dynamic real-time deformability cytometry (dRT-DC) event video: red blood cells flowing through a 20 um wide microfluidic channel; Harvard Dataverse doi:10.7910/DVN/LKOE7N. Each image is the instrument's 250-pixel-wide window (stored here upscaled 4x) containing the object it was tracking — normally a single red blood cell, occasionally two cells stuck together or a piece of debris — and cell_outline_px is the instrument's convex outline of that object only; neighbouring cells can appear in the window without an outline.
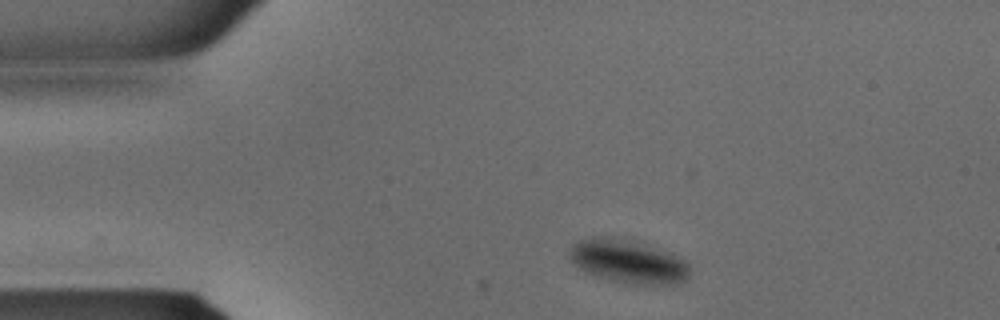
{"species": "common noctule bat (a hibernating species)", "species_latin": "Nyctalus noctula", "temperature_condition": "warm", "stored_images_in_passage": 28, "camera_frame_rate_fps": 3000, "um_per_image_px": 0.085, "animal": {"sex": "male", "body_mass_g": 15.6}, "frame": {"image": 1, "passage_image": 3, "time_ms": 0.667, "image_size_px": [1000, 320], "cell_outline_px": [[688, 276], [684, 280], [676, 284], [628, 284], [608, 280], [584, 272], [568, 256], [568, 252], [572, 244], [588, 236], [612, 236], [672, 252], [688, 260]], "centroid_in_image_um": [53.37, 22.22], "position_along_channel_um": 31.6, "area_um2": 30.75}}
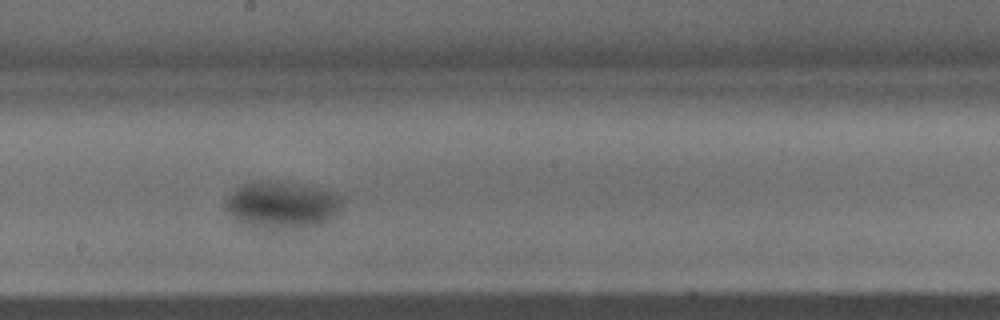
{"frame": {"image": 2, "passage_image": 16, "time_ms": 5.0, "image_size_px": [1000, 320], "cell_outline_px": [[340, 204], [336, 212], [332, 216], [320, 224], [300, 228], [264, 228], [240, 220], [224, 204], [228, 196], [236, 188], [244, 184], [280, 184], [312, 188], [336, 196], [340, 200]], "centroid_in_image_um": [23.93, 17.47], "position_along_channel_um": 224.3, "area_um2": 29.07}}
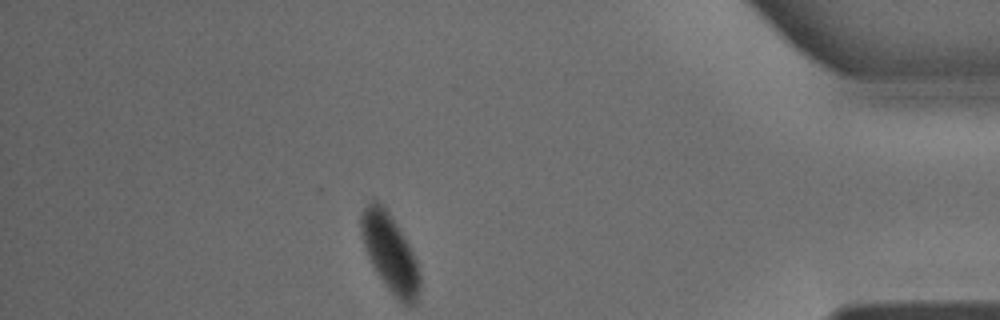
{"frame": {"image": 3, "passage_image": 28, "time_ms": 9.0, "image_size_px": [1000, 320], "cell_outline_px": [[420, 288], [416, 300], [412, 304], [404, 304], [388, 288], [376, 272], [368, 256], [360, 232], [360, 212], [368, 200], [372, 196], [376, 196], [384, 204], [400, 228], [416, 260], [420, 276]], "centroid_in_image_um": [33.11, 21.35], "position_along_channel_um": 402.1, "area_um2": 26.88}}